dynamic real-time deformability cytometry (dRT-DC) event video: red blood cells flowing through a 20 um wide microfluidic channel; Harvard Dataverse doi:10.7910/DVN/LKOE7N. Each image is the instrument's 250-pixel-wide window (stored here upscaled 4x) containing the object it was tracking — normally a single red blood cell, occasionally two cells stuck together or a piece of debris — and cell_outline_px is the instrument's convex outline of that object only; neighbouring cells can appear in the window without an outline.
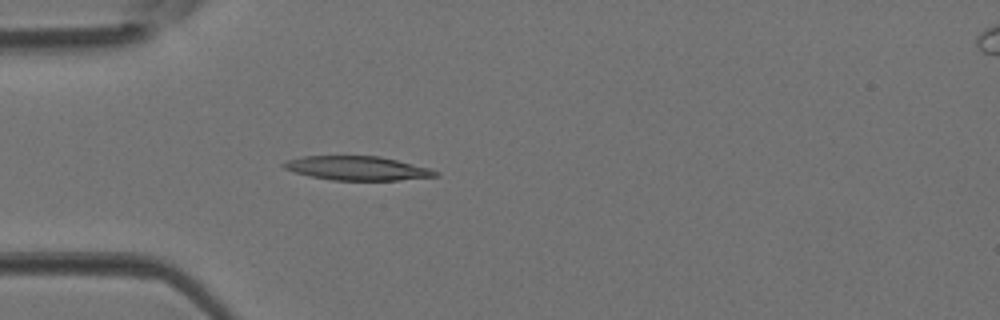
{"species": "Egyptian fruit bat (a non-hibernating species)", "species_latin": "Rousettus aegyptiacus", "temperature_condition": "room temperature", "stored_images_in_passage": 3, "camera_frame_rate_fps": 3000, "um_per_image_px": 0.085, "animal": {"sex": "female"}, "frame": {"image": 1, "passage_image": 2, "time_ms": 0.333, "image_size_px": [1000, 320], "cell_outline_px": [[440, 176], [396, 180], [332, 180], [308, 176], [284, 168], [280, 164], [284, 160], [300, 156], [380, 156], [432, 168], [440, 172]], "centroid_in_image_um": [30.37, 14.29], "position_along_channel_um": 54.6, "area_um2": 21.5}}